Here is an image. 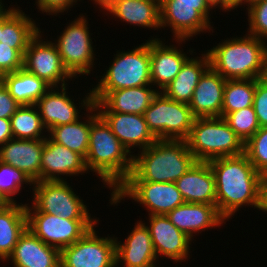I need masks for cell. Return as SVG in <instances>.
I'll use <instances>...</instances> for the list:
<instances>
[{
	"instance_id": "cell-1",
	"label": "cell",
	"mask_w": 267,
	"mask_h": 267,
	"mask_svg": "<svg viewBox=\"0 0 267 267\" xmlns=\"http://www.w3.org/2000/svg\"><path fill=\"white\" fill-rule=\"evenodd\" d=\"M208 163L215 177L216 208L226 221L244 206L258 208L261 174L244 153L216 158Z\"/></svg>"
},
{
	"instance_id": "cell-2",
	"label": "cell",
	"mask_w": 267,
	"mask_h": 267,
	"mask_svg": "<svg viewBox=\"0 0 267 267\" xmlns=\"http://www.w3.org/2000/svg\"><path fill=\"white\" fill-rule=\"evenodd\" d=\"M85 164L95 172L110 194L128 177L133 167V154L112 133L110 126L98 115L91 123Z\"/></svg>"
},
{
	"instance_id": "cell-3",
	"label": "cell",
	"mask_w": 267,
	"mask_h": 267,
	"mask_svg": "<svg viewBox=\"0 0 267 267\" xmlns=\"http://www.w3.org/2000/svg\"><path fill=\"white\" fill-rule=\"evenodd\" d=\"M267 41L248 33L224 39L207 49L210 66L226 80L267 75Z\"/></svg>"
},
{
	"instance_id": "cell-4",
	"label": "cell",
	"mask_w": 267,
	"mask_h": 267,
	"mask_svg": "<svg viewBox=\"0 0 267 267\" xmlns=\"http://www.w3.org/2000/svg\"><path fill=\"white\" fill-rule=\"evenodd\" d=\"M195 162L186 140H156L133 154L132 171L124 181L176 182Z\"/></svg>"
},
{
	"instance_id": "cell-5",
	"label": "cell",
	"mask_w": 267,
	"mask_h": 267,
	"mask_svg": "<svg viewBox=\"0 0 267 267\" xmlns=\"http://www.w3.org/2000/svg\"><path fill=\"white\" fill-rule=\"evenodd\" d=\"M196 161L238 156L244 153V142L223 117H197L186 139Z\"/></svg>"
},
{
	"instance_id": "cell-6",
	"label": "cell",
	"mask_w": 267,
	"mask_h": 267,
	"mask_svg": "<svg viewBox=\"0 0 267 267\" xmlns=\"http://www.w3.org/2000/svg\"><path fill=\"white\" fill-rule=\"evenodd\" d=\"M10 6L0 9V77L23 68L24 52L29 42L42 30L38 22L25 14L22 8Z\"/></svg>"
},
{
	"instance_id": "cell-7",
	"label": "cell",
	"mask_w": 267,
	"mask_h": 267,
	"mask_svg": "<svg viewBox=\"0 0 267 267\" xmlns=\"http://www.w3.org/2000/svg\"><path fill=\"white\" fill-rule=\"evenodd\" d=\"M113 60L98 83L92 87V93L152 85L150 73V39L131 50H117ZM94 87V88H93Z\"/></svg>"
},
{
	"instance_id": "cell-8",
	"label": "cell",
	"mask_w": 267,
	"mask_h": 267,
	"mask_svg": "<svg viewBox=\"0 0 267 267\" xmlns=\"http://www.w3.org/2000/svg\"><path fill=\"white\" fill-rule=\"evenodd\" d=\"M87 18L86 13L85 16L80 13L77 18L66 24L57 40H53L64 67L74 78L90 75L96 63L94 61L97 60L94 53L96 48L93 47L92 41L94 38L91 37Z\"/></svg>"
},
{
	"instance_id": "cell-9",
	"label": "cell",
	"mask_w": 267,
	"mask_h": 267,
	"mask_svg": "<svg viewBox=\"0 0 267 267\" xmlns=\"http://www.w3.org/2000/svg\"><path fill=\"white\" fill-rule=\"evenodd\" d=\"M143 115L157 140H186L196 118L189 104L169 99L162 92L157 93Z\"/></svg>"
},
{
	"instance_id": "cell-10",
	"label": "cell",
	"mask_w": 267,
	"mask_h": 267,
	"mask_svg": "<svg viewBox=\"0 0 267 267\" xmlns=\"http://www.w3.org/2000/svg\"><path fill=\"white\" fill-rule=\"evenodd\" d=\"M110 197L111 206L127 197L146 207L148 215H166L185 202L175 182L123 181Z\"/></svg>"
},
{
	"instance_id": "cell-11",
	"label": "cell",
	"mask_w": 267,
	"mask_h": 267,
	"mask_svg": "<svg viewBox=\"0 0 267 267\" xmlns=\"http://www.w3.org/2000/svg\"><path fill=\"white\" fill-rule=\"evenodd\" d=\"M26 204L27 229L45 244L59 251L82 238L99 220L63 219L58 215L39 212Z\"/></svg>"
},
{
	"instance_id": "cell-12",
	"label": "cell",
	"mask_w": 267,
	"mask_h": 267,
	"mask_svg": "<svg viewBox=\"0 0 267 267\" xmlns=\"http://www.w3.org/2000/svg\"><path fill=\"white\" fill-rule=\"evenodd\" d=\"M32 205L42 213L58 215L63 219L98 220L91 217L83 199L75 194L66 181H36L33 188Z\"/></svg>"
},
{
	"instance_id": "cell-13",
	"label": "cell",
	"mask_w": 267,
	"mask_h": 267,
	"mask_svg": "<svg viewBox=\"0 0 267 267\" xmlns=\"http://www.w3.org/2000/svg\"><path fill=\"white\" fill-rule=\"evenodd\" d=\"M212 8L208 4L176 3L174 0H160V25L162 29L170 28L173 40L189 41L199 34L210 33Z\"/></svg>"
},
{
	"instance_id": "cell-14",
	"label": "cell",
	"mask_w": 267,
	"mask_h": 267,
	"mask_svg": "<svg viewBox=\"0 0 267 267\" xmlns=\"http://www.w3.org/2000/svg\"><path fill=\"white\" fill-rule=\"evenodd\" d=\"M95 227L60 251V267H116L115 235L98 236Z\"/></svg>"
},
{
	"instance_id": "cell-15",
	"label": "cell",
	"mask_w": 267,
	"mask_h": 267,
	"mask_svg": "<svg viewBox=\"0 0 267 267\" xmlns=\"http://www.w3.org/2000/svg\"><path fill=\"white\" fill-rule=\"evenodd\" d=\"M43 32L39 31L29 42L23 55V68L51 87L68 85L69 80L74 81V77L64 67L53 41L42 38Z\"/></svg>"
},
{
	"instance_id": "cell-16",
	"label": "cell",
	"mask_w": 267,
	"mask_h": 267,
	"mask_svg": "<svg viewBox=\"0 0 267 267\" xmlns=\"http://www.w3.org/2000/svg\"><path fill=\"white\" fill-rule=\"evenodd\" d=\"M68 86L51 87L35 103L41 120L48 131L53 127L77 121L82 117L79 115L81 109L88 110L94 105L92 89L89 88V93L81 101L78 100L79 103H74L76 102L74 97L68 95Z\"/></svg>"
},
{
	"instance_id": "cell-17",
	"label": "cell",
	"mask_w": 267,
	"mask_h": 267,
	"mask_svg": "<svg viewBox=\"0 0 267 267\" xmlns=\"http://www.w3.org/2000/svg\"><path fill=\"white\" fill-rule=\"evenodd\" d=\"M157 37L150 38V73L152 86L161 92L177 76L190 55L196 52L190 48L188 56L183 48L179 49L182 42L186 44V39H175L178 47L171 43L167 45Z\"/></svg>"
},
{
	"instance_id": "cell-18",
	"label": "cell",
	"mask_w": 267,
	"mask_h": 267,
	"mask_svg": "<svg viewBox=\"0 0 267 267\" xmlns=\"http://www.w3.org/2000/svg\"><path fill=\"white\" fill-rule=\"evenodd\" d=\"M148 216L149 222L145 223L144 220L142 222L149 230L157 260L162 256L164 259H170L174 264H181L190 256L192 257L189 254L193 241L190 237L177 229L166 215Z\"/></svg>"
},
{
	"instance_id": "cell-19",
	"label": "cell",
	"mask_w": 267,
	"mask_h": 267,
	"mask_svg": "<svg viewBox=\"0 0 267 267\" xmlns=\"http://www.w3.org/2000/svg\"><path fill=\"white\" fill-rule=\"evenodd\" d=\"M85 173L89 171L82 155L53 142L48 136L45 138L40 165V181H66L67 176H79Z\"/></svg>"
},
{
	"instance_id": "cell-20",
	"label": "cell",
	"mask_w": 267,
	"mask_h": 267,
	"mask_svg": "<svg viewBox=\"0 0 267 267\" xmlns=\"http://www.w3.org/2000/svg\"><path fill=\"white\" fill-rule=\"evenodd\" d=\"M158 92L152 85H146L110 91L109 93H92V96L98 112L143 115Z\"/></svg>"
},
{
	"instance_id": "cell-21",
	"label": "cell",
	"mask_w": 267,
	"mask_h": 267,
	"mask_svg": "<svg viewBox=\"0 0 267 267\" xmlns=\"http://www.w3.org/2000/svg\"><path fill=\"white\" fill-rule=\"evenodd\" d=\"M169 221L194 240V236L208 229L223 226L226 220L219 214L216 205L184 202L166 214Z\"/></svg>"
},
{
	"instance_id": "cell-22",
	"label": "cell",
	"mask_w": 267,
	"mask_h": 267,
	"mask_svg": "<svg viewBox=\"0 0 267 267\" xmlns=\"http://www.w3.org/2000/svg\"><path fill=\"white\" fill-rule=\"evenodd\" d=\"M110 126L112 133L134 153L136 149H146L157 139L149 131L144 115L133 113L98 112ZM134 149L132 152L131 150Z\"/></svg>"
},
{
	"instance_id": "cell-23",
	"label": "cell",
	"mask_w": 267,
	"mask_h": 267,
	"mask_svg": "<svg viewBox=\"0 0 267 267\" xmlns=\"http://www.w3.org/2000/svg\"><path fill=\"white\" fill-rule=\"evenodd\" d=\"M99 11L130 26L161 30L160 0H110Z\"/></svg>"
},
{
	"instance_id": "cell-24",
	"label": "cell",
	"mask_w": 267,
	"mask_h": 267,
	"mask_svg": "<svg viewBox=\"0 0 267 267\" xmlns=\"http://www.w3.org/2000/svg\"><path fill=\"white\" fill-rule=\"evenodd\" d=\"M127 238L122 242H116V267H143L156 260V253L148 228L142 222L137 221ZM124 264V265H123Z\"/></svg>"
},
{
	"instance_id": "cell-25",
	"label": "cell",
	"mask_w": 267,
	"mask_h": 267,
	"mask_svg": "<svg viewBox=\"0 0 267 267\" xmlns=\"http://www.w3.org/2000/svg\"><path fill=\"white\" fill-rule=\"evenodd\" d=\"M45 138H13L0 146V161L23 171L33 182L40 181V165Z\"/></svg>"
},
{
	"instance_id": "cell-26",
	"label": "cell",
	"mask_w": 267,
	"mask_h": 267,
	"mask_svg": "<svg viewBox=\"0 0 267 267\" xmlns=\"http://www.w3.org/2000/svg\"><path fill=\"white\" fill-rule=\"evenodd\" d=\"M7 261L12 267H60V251L26 229Z\"/></svg>"
},
{
	"instance_id": "cell-27",
	"label": "cell",
	"mask_w": 267,
	"mask_h": 267,
	"mask_svg": "<svg viewBox=\"0 0 267 267\" xmlns=\"http://www.w3.org/2000/svg\"><path fill=\"white\" fill-rule=\"evenodd\" d=\"M175 184L185 202L216 205L215 177L208 162L196 161Z\"/></svg>"
},
{
	"instance_id": "cell-28",
	"label": "cell",
	"mask_w": 267,
	"mask_h": 267,
	"mask_svg": "<svg viewBox=\"0 0 267 267\" xmlns=\"http://www.w3.org/2000/svg\"><path fill=\"white\" fill-rule=\"evenodd\" d=\"M226 79L211 66L203 73L189 107L197 117H221Z\"/></svg>"
},
{
	"instance_id": "cell-29",
	"label": "cell",
	"mask_w": 267,
	"mask_h": 267,
	"mask_svg": "<svg viewBox=\"0 0 267 267\" xmlns=\"http://www.w3.org/2000/svg\"><path fill=\"white\" fill-rule=\"evenodd\" d=\"M209 67L210 58L206 51L200 57L197 55L189 58L177 76L161 92L169 99L189 104L195 87Z\"/></svg>"
},
{
	"instance_id": "cell-30",
	"label": "cell",
	"mask_w": 267,
	"mask_h": 267,
	"mask_svg": "<svg viewBox=\"0 0 267 267\" xmlns=\"http://www.w3.org/2000/svg\"><path fill=\"white\" fill-rule=\"evenodd\" d=\"M27 229L26 204L0 203V260L11 255L20 236Z\"/></svg>"
},
{
	"instance_id": "cell-31",
	"label": "cell",
	"mask_w": 267,
	"mask_h": 267,
	"mask_svg": "<svg viewBox=\"0 0 267 267\" xmlns=\"http://www.w3.org/2000/svg\"><path fill=\"white\" fill-rule=\"evenodd\" d=\"M84 115L85 117L83 118L87 120L81 117L73 123L53 127L47 133L53 142L63 145L86 158L89 146L90 126L99 113L93 105L90 109L86 110V114L84 113Z\"/></svg>"
},
{
	"instance_id": "cell-32",
	"label": "cell",
	"mask_w": 267,
	"mask_h": 267,
	"mask_svg": "<svg viewBox=\"0 0 267 267\" xmlns=\"http://www.w3.org/2000/svg\"><path fill=\"white\" fill-rule=\"evenodd\" d=\"M0 80L20 105H35L51 88L43 79L38 78L24 68L13 73H6L0 77Z\"/></svg>"
},
{
	"instance_id": "cell-33",
	"label": "cell",
	"mask_w": 267,
	"mask_h": 267,
	"mask_svg": "<svg viewBox=\"0 0 267 267\" xmlns=\"http://www.w3.org/2000/svg\"><path fill=\"white\" fill-rule=\"evenodd\" d=\"M10 121L13 138L30 140L48 136L45 135L48 130L35 105H21L11 116Z\"/></svg>"
},
{
	"instance_id": "cell-34",
	"label": "cell",
	"mask_w": 267,
	"mask_h": 267,
	"mask_svg": "<svg viewBox=\"0 0 267 267\" xmlns=\"http://www.w3.org/2000/svg\"><path fill=\"white\" fill-rule=\"evenodd\" d=\"M256 79L226 80L221 117L231 112L253 106Z\"/></svg>"
},
{
	"instance_id": "cell-35",
	"label": "cell",
	"mask_w": 267,
	"mask_h": 267,
	"mask_svg": "<svg viewBox=\"0 0 267 267\" xmlns=\"http://www.w3.org/2000/svg\"><path fill=\"white\" fill-rule=\"evenodd\" d=\"M24 184L31 189L34 182L23 171L0 161V203H17L14 196Z\"/></svg>"
},
{
	"instance_id": "cell-36",
	"label": "cell",
	"mask_w": 267,
	"mask_h": 267,
	"mask_svg": "<svg viewBox=\"0 0 267 267\" xmlns=\"http://www.w3.org/2000/svg\"><path fill=\"white\" fill-rule=\"evenodd\" d=\"M223 118L244 143L260 128L253 106L231 112Z\"/></svg>"
},
{
	"instance_id": "cell-37",
	"label": "cell",
	"mask_w": 267,
	"mask_h": 267,
	"mask_svg": "<svg viewBox=\"0 0 267 267\" xmlns=\"http://www.w3.org/2000/svg\"><path fill=\"white\" fill-rule=\"evenodd\" d=\"M244 154L257 172L267 174V127H260L244 143Z\"/></svg>"
},
{
	"instance_id": "cell-38",
	"label": "cell",
	"mask_w": 267,
	"mask_h": 267,
	"mask_svg": "<svg viewBox=\"0 0 267 267\" xmlns=\"http://www.w3.org/2000/svg\"><path fill=\"white\" fill-rule=\"evenodd\" d=\"M246 8L248 33L264 41L267 40V0H254Z\"/></svg>"
},
{
	"instance_id": "cell-39",
	"label": "cell",
	"mask_w": 267,
	"mask_h": 267,
	"mask_svg": "<svg viewBox=\"0 0 267 267\" xmlns=\"http://www.w3.org/2000/svg\"><path fill=\"white\" fill-rule=\"evenodd\" d=\"M253 107L260 127H267V75L256 79Z\"/></svg>"
},
{
	"instance_id": "cell-40",
	"label": "cell",
	"mask_w": 267,
	"mask_h": 267,
	"mask_svg": "<svg viewBox=\"0 0 267 267\" xmlns=\"http://www.w3.org/2000/svg\"><path fill=\"white\" fill-rule=\"evenodd\" d=\"M82 0H35L36 9H38L39 13L47 14V15H54L58 16L73 8V6L77 5V2H80ZM71 8V9H70ZM60 13V14H59Z\"/></svg>"
},
{
	"instance_id": "cell-41",
	"label": "cell",
	"mask_w": 267,
	"mask_h": 267,
	"mask_svg": "<svg viewBox=\"0 0 267 267\" xmlns=\"http://www.w3.org/2000/svg\"><path fill=\"white\" fill-rule=\"evenodd\" d=\"M20 106L0 80V118L10 119Z\"/></svg>"
},
{
	"instance_id": "cell-42",
	"label": "cell",
	"mask_w": 267,
	"mask_h": 267,
	"mask_svg": "<svg viewBox=\"0 0 267 267\" xmlns=\"http://www.w3.org/2000/svg\"><path fill=\"white\" fill-rule=\"evenodd\" d=\"M257 210L267 213V174H262L259 182V204Z\"/></svg>"
},
{
	"instance_id": "cell-43",
	"label": "cell",
	"mask_w": 267,
	"mask_h": 267,
	"mask_svg": "<svg viewBox=\"0 0 267 267\" xmlns=\"http://www.w3.org/2000/svg\"><path fill=\"white\" fill-rule=\"evenodd\" d=\"M13 139L10 119L0 118V146Z\"/></svg>"
},
{
	"instance_id": "cell-44",
	"label": "cell",
	"mask_w": 267,
	"mask_h": 267,
	"mask_svg": "<svg viewBox=\"0 0 267 267\" xmlns=\"http://www.w3.org/2000/svg\"><path fill=\"white\" fill-rule=\"evenodd\" d=\"M206 2L212 9L218 8L224 13L228 12V0H206Z\"/></svg>"
},
{
	"instance_id": "cell-45",
	"label": "cell",
	"mask_w": 267,
	"mask_h": 267,
	"mask_svg": "<svg viewBox=\"0 0 267 267\" xmlns=\"http://www.w3.org/2000/svg\"><path fill=\"white\" fill-rule=\"evenodd\" d=\"M251 4V0H228V12H230L231 10H235L237 11V8L243 5V8L245 6H249Z\"/></svg>"
},
{
	"instance_id": "cell-46",
	"label": "cell",
	"mask_w": 267,
	"mask_h": 267,
	"mask_svg": "<svg viewBox=\"0 0 267 267\" xmlns=\"http://www.w3.org/2000/svg\"><path fill=\"white\" fill-rule=\"evenodd\" d=\"M176 3L186 4H208L206 0H174Z\"/></svg>"
},
{
	"instance_id": "cell-47",
	"label": "cell",
	"mask_w": 267,
	"mask_h": 267,
	"mask_svg": "<svg viewBox=\"0 0 267 267\" xmlns=\"http://www.w3.org/2000/svg\"><path fill=\"white\" fill-rule=\"evenodd\" d=\"M91 1H92V3L94 2L93 5L95 4V5L99 6L98 8L101 9L110 0H91Z\"/></svg>"
},
{
	"instance_id": "cell-48",
	"label": "cell",
	"mask_w": 267,
	"mask_h": 267,
	"mask_svg": "<svg viewBox=\"0 0 267 267\" xmlns=\"http://www.w3.org/2000/svg\"><path fill=\"white\" fill-rule=\"evenodd\" d=\"M156 262L157 261H155V262H153V263H151L149 265L143 266V267H157V263Z\"/></svg>"
},
{
	"instance_id": "cell-49",
	"label": "cell",
	"mask_w": 267,
	"mask_h": 267,
	"mask_svg": "<svg viewBox=\"0 0 267 267\" xmlns=\"http://www.w3.org/2000/svg\"><path fill=\"white\" fill-rule=\"evenodd\" d=\"M3 1L0 0V9L4 6V4L2 3Z\"/></svg>"
}]
</instances>
